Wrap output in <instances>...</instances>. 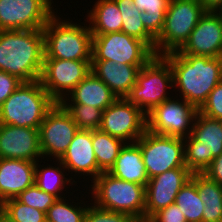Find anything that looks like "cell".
<instances>
[{"mask_svg": "<svg viewBox=\"0 0 222 222\" xmlns=\"http://www.w3.org/2000/svg\"><path fill=\"white\" fill-rule=\"evenodd\" d=\"M170 64L173 84L180 99L198 110L210 92L222 81V57L181 54L178 51L162 55Z\"/></svg>", "mask_w": 222, "mask_h": 222, "instance_id": "6da1fadb", "label": "cell"}, {"mask_svg": "<svg viewBox=\"0 0 222 222\" xmlns=\"http://www.w3.org/2000/svg\"><path fill=\"white\" fill-rule=\"evenodd\" d=\"M43 30H0V70L22 82L40 80L44 62Z\"/></svg>", "mask_w": 222, "mask_h": 222, "instance_id": "7a4b0ae2", "label": "cell"}, {"mask_svg": "<svg viewBox=\"0 0 222 222\" xmlns=\"http://www.w3.org/2000/svg\"><path fill=\"white\" fill-rule=\"evenodd\" d=\"M56 103L40 80L22 82L0 107V123L39 129Z\"/></svg>", "mask_w": 222, "mask_h": 222, "instance_id": "3957f363", "label": "cell"}, {"mask_svg": "<svg viewBox=\"0 0 222 222\" xmlns=\"http://www.w3.org/2000/svg\"><path fill=\"white\" fill-rule=\"evenodd\" d=\"M67 20V21H66ZM63 20L54 14L42 29L44 33V58L64 60H92V33L84 26ZM69 20V21H68Z\"/></svg>", "mask_w": 222, "mask_h": 222, "instance_id": "277c9868", "label": "cell"}, {"mask_svg": "<svg viewBox=\"0 0 222 222\" xmlns=\"http://www.w3.org/2000/svg\"><path fill=\"white\" fill-rule=\"evenodd\" d=\"M91 184L94 204L102 209L121 212L145 222V186L124 181L102 172Z\"/></svg>", "mask_w": 222, "mask_h": 222, "instance_id": "5b68a950", "label": "cell"}, {"mask_svg": "<svg viewBox=\"0 0 222 222\" xmlns=\"http://www.w3.org/2000/svg\"><path fill=\"white\" fill-rule=\"evenodd\" d=\"M173 85V73L169 62L162 55H154L140 69L136 84L126 99L147 115L171 98L166 90H170Z\"/></svg>", "mask_w": 222, "mask_h": 222, "instance_id": "8992f818", "label": "cell"}, {"mask_svg": "<svg viewBox=\"0 0 222 222\" xmlns=\"http://www.w3.org/2000/svg\"><path fill=\"white\" fill-rule=\"evenodd\" d=\"M183 140L185 166L192 173H203L222 154V122L198 111L191 134Z\"/></svg>", "mask_w": 222, "mask_h": 222, "instance_id": "52a82bcc", "label": "cell"}, {"mask_svg": "<svg viewBox=\"0 0 222 222\" xmlns=\"http://www.w3.org/2000/svg\"><path fill=\"white\" fill-rule=\"evenodd\" d=\"M205 12L199 0H171L163 29L155 39V55L178 51Z\"/></svg>", "mask_w": 222, "mask_h": 222, "instance_id": "ba28073f", "label": "cell"}, {"mask_svg": "<svg viewBox=\"0 0 222 222\" xmlns=\"http://www.w3.org/2000/svg\"><path fill=\"white\" fill-rule=\"evenodd\" d=\"M142 152L148 178L185 166V145L181 137L158 135L148 130L135 142Z\"/></svg>", "mask_w": 222, "mask_h": 222, "instance_id": "9c48e42d", "label": "cell"}, {"mask_svg": "<svg viewBox=\"0 0 222 222\" xmlns=\"http://www.w3.org/2000/svg\"><path fill=\"white\" fill-rule=\"evenodd\" d=\"M92 36V60L145 65L155 55L144 41L122 31Z\"/></svg>", "mask_w": 222, "mask_h": 222, "instance_id": "30bf717a", "label": "cell"}, {"mask_svg": "<svg viewBox=\"0 0 222 222\" xmlns=\"http://www.w3.org/2000/svg\"><path fill=\"white\" fill-rule=\"evenodd\" d=\"M173 97L146 115L147 130L158 135L185 138L191 134L198 109Z\"/></svg>", "mask_w": 222, "mask_h": 222, "instance_id": "8fae6325", "label": "cell"}, {"mask_svg": "<svg viewBox=\"0 0 222 222\" xmlns=\"http://www.w3.org/2000/svg\"><path fill=\"white\" fill-rule=\"evenodd\" d=\"M92 60L44 58L40 82L60 103L91 72Z\"/></svg>", "mask_w": 222, "mask_h": 222, "instance_id": "7c38bea8", "label": "cell"}, {"mask_svg": "<svg viewBox=\"0 0 222 222\" xmlns=\"http://www.w3.org/2000/svg\"><path fill=\"white\" fill-rule=\"evenodd\" d=\"M53 0H0V30H42L55 14Z\"/></svg>", "mask_w": 222, "mask_h": 222, "instance_id": "4fadbf2b", "label": "cell"}, {"mask_svg": "<svg viewBox=\"0 0 222 222\" xmlns=\"http://www.w3.org/2000/svg\"><path fill=\"white\" fill-rule=\"evenodd\" d=\"M99 130L135 143L147 130L146 114L126 98H118L103 111Z\"/></svg>", "mask_w": 222, "mask_h": 222, "instance_id": "5bb4252c", "label": "cell"}, {"mask_svg": "<svg viewBox=\"0 0 222 222\" xmlns=\"http://www.w3.org/2000/svg\"><path fill=\"white\" fill-rule=\"evenodd\" d=\"M78 130L71 115L60 103H56L38 129L43 159L53 156L52 159L59 160Z\"/></svg>", "mask_w": 222, "mask_h": 222, "instance_id": "9a60e30c", "label": "cell"}, {"mask_svg": "<svg viewBox=\"0 0 222 222\" xmlns=\"http://www.w3.org/2000/svg\"><path fill=\"white\" fill-rule=\"evenodd\" d=\"M192 174L188 168H175L149 179L145 187V222L160 209L175 203L178 192Z\"/></svg>", "mask_w": 222, "mask_h": 222, "instance_id": "2e32d148", "label": "cell"}, {"mask_svg": "<svg viewBox=\"0 0 222 222\" xmlns=\"http://www.w3.org/2000/svg\"><path fill=\"white\" fill-rule=\"evenodd\" d=\"M178 52L210 58L222 57V21L219 16L206 11Z\"/></svg>", "mask_w": 222, "mask_h": 222, "instance_id": "e0dca14e", "label": "cell"}, {"mask_svg": "<svg viewBox=\"0 0 222 222\" xmlns=\"http://www.w3.org/2000/svg\"><path fill=\"white\" fill-rule=\"evenodd\" d=\"M0 158L42 161L38 129L0 123Z\"/></svg>", "mask_w": 222, "mask_h": 222, "instance_id": "ac0fdd59", "label": "cell"}, {"mask_svg": "<svg viewBox=\"0 0 222 222\" xmlns=\"http://www.w3.org/2000/svg\"><path fill=\"white\" fill-rule=\"evenodd\" d=\"M68 174L89 176L92 182L102 173L97 166L92 144V130H78L64 155L59 159ZM70 171V172H69ZM80 174V175H79Z\"/></svg>", "mask_w": 222, "mask_h": 222, "instance_id": "d6986e66", "label": "cell"}, {"mask_svg": "<svg viewBox=\"0 0 222 222\" xmlns=\"http://www.w3.org/2000/svg\"><path fill=\"white\" fill-rule=\"evenodd\" d=\"M36 162L0 158V204L35 183Z\"/></svg>", "mask_w": 222, "mask_h": 222, "instance_id": "ffe728a7", "label": "cell"}, {"mask_svg": "<svg viewBox=\"0 0 222 222\" xmlns=\"http://www.w3.org/2000/svg\"><path fill=\"white\" fill-rule=\"evenodd\" d=\"M144 65H129L111 60H92L91 71L101 79L118 98H126L136 84Z\"/></svg>", "mask_w": 222, "mask_h": 222, "instance_id": "44dd1931", "label": "cell"}, {"mask_svg": "<svg viewBox=\"0 0 222 222\" xmlns=\"http://www.w3.org/2000/svg\"><path fill=\"white\" fill-rule=\"evenodd\" d=\"M118 97L92 71L60 102L61 105H87L105 110Z\"/></svg>", "mask_w": 222, "mask_h": 222, "instance_id": "7402d4cb", "label": "cell"}, {"mask_svg": "<svg viewBox=\"0 0 222 222\" xmlns=\"http://www.w3.org/2000/svg\"><path fill=\"white\" fill-rule=\"evenodd\" d=\"M108 172L114 177L145 187L149 181L142 160V152L136 143H126L123 146L114 165Z\"/></svg>", "mask_w": 222, "mask_h": 222, "instance_id": "603a6c76", "label": "cell"}, {"mask_svg": "<svg viewBox=\"0 0 222 222\" xmlns=\"http://www.w3.org/2000/svg\"><path fill=\"white\" fill-rule=\"evenodd\" d=\"M87 13L92 35H103L122 31V14L114 0H97Z\"/></svg>", "mask_w": 222, "mask_h": 222, "instance_id": "cb8c5ba5", "label": "cell"}, {"mask_svg": "<svg viewBox=\"0 0 222 222\" xmlns=\"http://www.w3.org/2000/svg\"><path fill=\"white\" fill-rule=\"evenodd\" d=\"M191 179L204 203L202 222H219L222 218V185L203 173H193Z\"/></svg>", "mask_w": 222, "mask_h": 222, "instance_id": "d4e9b609", "label": "cell"}, {"mask_svg": "<svg viewBox=\"0 0 222 222\" xmlns=\"http://www.w3.org/2000/svg\"><path fill=\"white\" fill-rule=\"evenodd\" d=\"M39 160L36 162V169H35V184L44 192L53 195L57 199H61L66 197L63 191H67V185H73L76 183L75 179L72 176L68 179L65 176L66 168L62 165L59 160L53 162H57V166L48 165H40ZM42 168H41V167ZM73 180V181H71ZM70 183V184H69ZM67 184V185H66ZM66 185V186H65ZM66 187V188H65ZM66 189V190H63ZM64 195H63V194ZM63 196V197H62Z\"/></svg>", "mask_w": 222, "mask_h": 222, "instance_id": "484cf974", "label": "cell"}, {"mask_svg": "<svg viewBox=\"0 0 222 222\" xmlns=\"http://www.w3.org/2000/svg\"><path fill=\"white\" fill-rule=\"evenodd\" d=\"M122 14V32L144 41L155 54V38L145 29L133 0H114Z\"/></svg>", "mask_w": 222, "mask_h": 222, "instance_id": "4316f807", "label": "cell"}, {"mask_svg": "<svg viewBox=\"0 0 222 222\" xmlns=\"http://www.w3.org/2000/svg\"><path fill=\"white\" fill-rule=\"evenodd\" d=\"M92 144L98 168L108 172L126 143L97 129L92 130Z\"/></svg>", "mask_w": 222, "mask_h": 222, "instance_id": "83f0119b", "label": "cell"}, {"mask_svg": "<svg viewBox=\"0 0 222 222\" xmlns=\"http://www.w3.org/2000/svg\"><path fill=\"white\" fill-rule=\"evenodd\" d=\"M142 12L141 19L145 29L156 39L164 25V19L171 0H133Z\"/></svg>", "mask_w": 222, "mask_h": 222, "instance_id": "f1b7e54d", "label": "cell"}, {"mask_svg": "<svg viewBox=\"0 0 222 222\" xmlns=\"http://www.w3.org/2000/svg\"><path fill=\"white\" fill-rule=\"evenodd\" d=\"M175 204L179 206L187 222H202L204 203L200 199L197 185L192 179L178 192Z\"/></svg>", "mask_w": 222, "mask_h": 222, "instance_id": "f546056e", "label": "cell"}, {"mask_svg": "<svg viewBox=\"0 0 222 222\" xmlns=\"http://www.w3.org/2000/svg\"><path fill=\"white\" fill-rule=\"evenodd\" d=\"M67 197L57 199L46 213V222H83L88 206L84 202H70ZM67 201V202H66ZM75 203V204H72ZM80 205H79V204ZM77 204V205H76ZM79 205V206H78Z\"/></svg>", "mask_w": 222, "mask_h": 222, "instance_id": "4dcf8cb0", "label": "cell"}, {"mask_svg": "<svg viewBox=\"0 0 222 222\" xmlns=\"http://www.w3.org/2000/svg\"><path fill=\"white\" fill-rule=\"evenodd\" d=\"M0 212L12 222H46V213L37 208L27 206L16 198L0 204Z\"/></svg>", "mask_w": 222, "mask_h": 222, "instance_id": "1f68e13d", "label": "cell"}, {"mask_svg": "<svg viewBox=\"0 0 222 222\" xmlns=\"http://www.w3.org/2000/svg\"><path fill=\"white\" fill-rule=\"evenodd\" d=\"M71 115L79 130H97L101 125L103 110L87 105H62Z\"/></svg>", "mask_w": 222, "mask_h": 222, "instance_id": "d6a6232c", "label": "cell"}, {"mask_svg": "<svg viewBox=\"0 0 222 222\" xmlns=\"http://www.w3.org/2000/svg\"><path fill=\"white\" fill-rule=\"evenodd\" d=\"M16 199L27 206L37 208L45 213H47L49 207L57 200L53 195L41 190L35 183L21 192Z\"/></svg>", "mask_w": 222, "mask_h": 222, "instance_id": "836d02e7", "label": "cell"}, {"mask_svg": "<svg viewBox=\"0 0 222 222\" xmlns=\"http://www.w3.org/2000/svg\"><path fill=\"white\" fill-rule=\"evenodd\" d=\"M90 205H88L83 222H138L128 214L102 209L91 202Z\"/></svg>", "mask_w": 222, "mask_h": 222, "instance_id": "e575fe53", "label": "cell"}, {"mask_svg": "<svg viewBox=\"0 0 222 222\" xmlns=\"http://www.w3.org/2000/svg\"><path fill=\"white\" fill-rule=\"evenodd\" d=\"M198 111L207 117L222 120V81L210 92Z\"/></svg>", "mask_w": 222, "mask_h": 222, "instance_id": "d590c367", "label": "cell"}, {"mask_svg": "<svg viewBox=\"0 0 222 222\" xmlns=\"http://www.w3.org/2000/svg\"><path fill=\"white\" fill-rule=\"evenodd\" d=\"M146 222H187L179 206L175 203L154 213Z\"/></svg>", "mask_w": 222, "mask_h": 222, "instance_id": "8d00e7d4", "label": "cell"}, {"mask_svg": "<svg viewBox=\"0 0 222 222\" xmlns=\"http://www.w3.org/2000/svg\"><path fill=\"white\" fill-rule=\"evenodd\" d=\"M21 83L16 76L0 70V107Z\"/></svg>", "mask_w": 222, "mask_h": 222, "instance_id": "74e56055", "label": "cell"}, {"mask_svg": "<svg viewBox=\"0 0 222 222\" xmlns=\"http://www.w3.org/2000/svg\"><path fill=\"white\" fill-rule=\"evenodd\" d=\"M208 178L222 185V154L215 157L203 172Z\"/></svg>", "mask_w": 222, "mask_h": 222, "instance_id": "f35d334b", "label": "cell"}, {"mask_svg": "<svg viewBox=\"0 0 222 222\" xmlns=\"http://www.w3.org/2000/svg\"><path fill=\"white\" fill-rule=\"evenodd\" d=\"M200 3L203 6V9L205 11H212L215 12V10L221 5L222 0H199Z\"/></svg>", "mask_w": 222, "mask_h": 222, "instance_id": "ab89813d", "label": "cell"}, {"mask_svg": "<svg viewBox=\"0 0 222 222\" xmlns=\"http://www.w3.org/2000/svg\"><path fill=\"white\" fill-rule=\"evenodd\" d=\"M215 13L219 16L222 21V3L221 5L215 10Z\"/></svg>", "mask_w": 222, "mask_h": 222, "instance_id": "60d3db41", "label": "cell"}, {"mask_svg": "<svg viewBox=\"0 0 222 222\" xmlns=\"http://www.w3.org/2000/svg\"><path fill=\"white\" fill-rule=\"evenodd\" d=\"M0 222H12L0 212Z\"/></svg>", "mask_w": 222, "mask_h": 222, "instance_id": "b9f144b4", "label": "cell"}]
</instances>
